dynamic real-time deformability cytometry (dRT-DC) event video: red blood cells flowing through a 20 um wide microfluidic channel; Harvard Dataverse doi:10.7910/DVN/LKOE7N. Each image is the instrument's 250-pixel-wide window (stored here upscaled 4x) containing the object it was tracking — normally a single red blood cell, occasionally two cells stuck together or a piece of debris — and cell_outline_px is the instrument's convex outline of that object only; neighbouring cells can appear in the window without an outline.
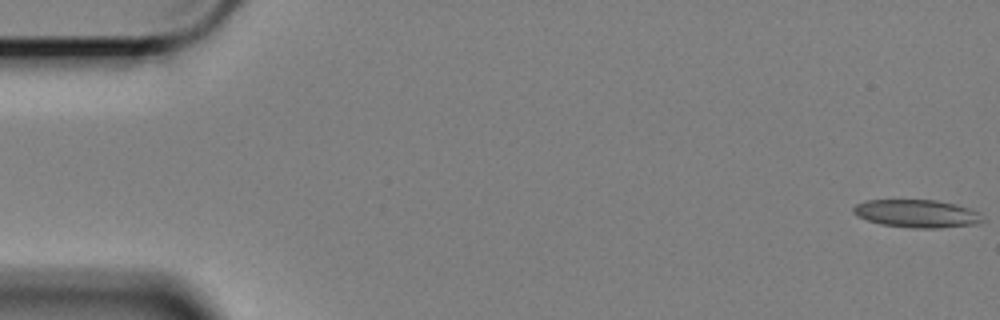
{"species": "Egyptian fruit bat (a non-hibernating species)", "species_latin": "Rousettus aegyptiacus", "temperature_condition": "cold", "stored_images_in_passage": 12, "camera_frame_rate_fps": 3000, "um_per_image_px": 0.085, "animal": {"sex": "female"}, "frame": {"image": 1, "passage_image": 1, "time_ms": 0.0, "image_size_px": [1000, 320], "cell_outline_px": [[984, 220], [976, 224], [940, 228], [912, 228], [880, 224], [856, 216], [852, 212], [852, 208], [856, 204], [868, 200], [936, 200], [956, 204], [972, 208], [980, 212]], "centroid_in_image_um": [77.96, 18.15], "position_along_channel_um": 7.0, "area_um2": 21.21}}